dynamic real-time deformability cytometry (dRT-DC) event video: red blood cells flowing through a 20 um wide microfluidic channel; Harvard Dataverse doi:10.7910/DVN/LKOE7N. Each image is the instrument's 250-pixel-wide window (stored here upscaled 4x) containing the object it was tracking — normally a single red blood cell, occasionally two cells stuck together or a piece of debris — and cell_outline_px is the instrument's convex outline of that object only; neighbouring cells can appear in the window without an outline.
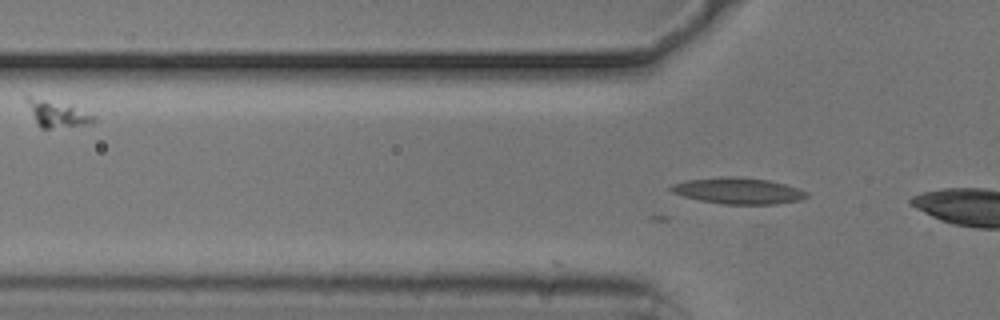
{"species": "common noctule bat (a hibernating species)", "species_latin": "Nyctalus noctula", "temperature_condition": "cold", "stored_images_in_passage": 4, "camera_frame_rate_fps": 3000, "um_per_image_px": 0.085, "animal": {"sex": "male", "body_mass_g": 20.5, "forearm_length_mm": 52.5}, "frame": {"image": 1, "passage_image": 4, "time_ms": 1.0, "image_size_px": [1000, 320], "cell_outline_px": [[808, 196], [800, 200], [776, 204], [724, 204], [700, 200], [684, 196], [672, 192], [668, 188], [672, 184], [688, 180], [720, 176], [736, 176], [768, 180], [784, 184], [808, 192]], "centroid_in_image_um": [62.73, 16.21], "position_along_channel_um": 63.1, "area_um2": 20.63}}